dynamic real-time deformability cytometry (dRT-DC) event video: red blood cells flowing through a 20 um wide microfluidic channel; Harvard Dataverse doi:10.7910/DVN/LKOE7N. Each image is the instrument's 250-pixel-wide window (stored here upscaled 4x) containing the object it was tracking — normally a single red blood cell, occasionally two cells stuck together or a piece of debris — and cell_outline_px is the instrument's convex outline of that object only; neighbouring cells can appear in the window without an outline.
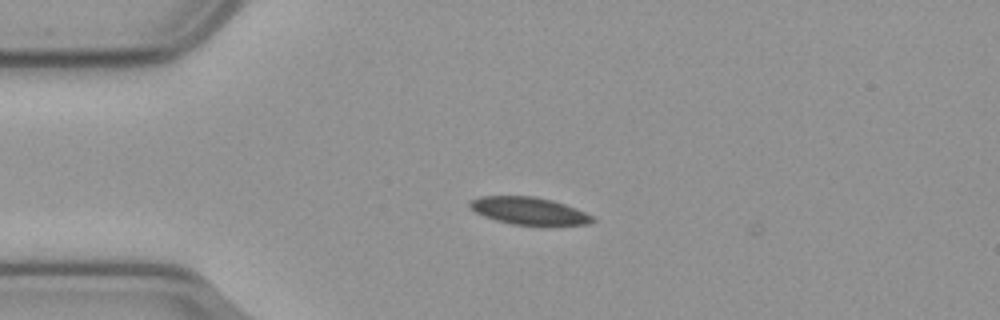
{"species": "common noctule bat (a hibernating species)", "species_latin": "Nyctalus noctula", "temperature_condition": "cold", "stored_images_in_passage": 5, "camera_frame_rate_fps": 3000, "um_per_image_px": 0.085, "animal": {"sex": "male", "body_mass_g": 23.1, "forearm_length_mm": 52.7}, "frame": {"image": 1, "passage_image": 2, "time_ms": 0.333, "image_size_px": [1000, 320], "cell_outline_px": [[596, 220], [588, 224], [548, 228], [540, 228], [512, 224], [496, 220], [484, 216], [476, 212], [468, 204], [472, 200], [480, 196], [536, 196], [552, 200], [576, 208], [592, 216]], "centroid_in_image_um": [45.04, 17.98], "position_along_channel_um": 40.0, "area_um2": 20.35}}